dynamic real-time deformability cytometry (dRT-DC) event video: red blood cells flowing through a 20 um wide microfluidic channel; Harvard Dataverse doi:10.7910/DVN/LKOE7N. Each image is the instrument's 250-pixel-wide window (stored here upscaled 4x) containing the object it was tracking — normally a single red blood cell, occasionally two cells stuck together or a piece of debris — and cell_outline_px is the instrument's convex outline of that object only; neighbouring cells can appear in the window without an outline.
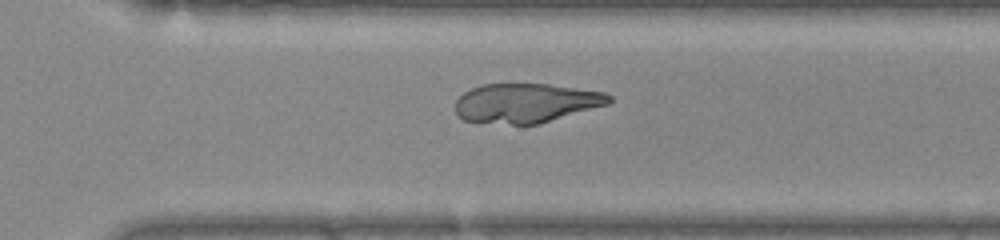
{"species": "common noctule bat (a hibernating species)", "species_latin": "Nyctalus noctula", "temperature_condition": "warm", "stored_images_in_passage": 44, "camera_frame_rate_fps": 3000, "um_per_image_px": 0.085, "animal": {"sex": "female", "body_mass_g": 22.0, "forearm_length_mm": 56.7}, "frame": {"image": 1, "passage_image": 33, "time_ms": 10.667, "image_size_px": [1000, 240], "cell_outline_px": [[612, 100], [608, 104], [540, 124], [512, 124], [464, 120], [456, 112], [456, 100], [464, 92], [472, 88], [484, 84], [548, 84], [604, 92], [612, 96]], "centroid_in_image_um": [44.73, 8.75], "position_along_channel_um": 325.9, "area_um2": 34.97}}